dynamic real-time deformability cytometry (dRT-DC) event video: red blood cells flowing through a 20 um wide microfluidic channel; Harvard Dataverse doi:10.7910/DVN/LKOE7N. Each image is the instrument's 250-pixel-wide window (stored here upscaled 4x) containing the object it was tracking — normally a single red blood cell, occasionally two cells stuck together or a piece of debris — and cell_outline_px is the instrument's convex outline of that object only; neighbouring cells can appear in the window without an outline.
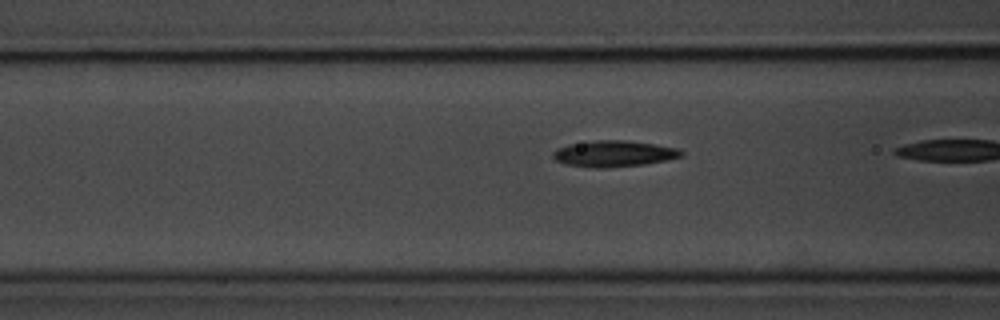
{"species": "common noctule bat (a hibernating species)", "species_latin": "Nyctalus noctula", "temperature_condition": "room temperature", "stored_images_in_passage": 7, "camera_frame_rate_fps": 3000, "um_per_image_px": 0.085, "animal": {"sex": "male", "body_mass_g": 20.1, "forearm_length_mm": 53.5}, "frame": {"image": 1, "passage_image": 6, "time_ms": 1.667, "image_size_px": [1000, 320], "cell_outline_px": [[684, 156], [644, 164], [604, 168], [596, 168], [564, 164], [556, 160], [552, 156], [552, 152], [556, 148], [568, 144], [596, 140], [628, 140], [676, 148], [684, 152]], "centroid_in_image_um": [52.13, 13.06], "position_along_channel_um": 114.5, "area_um2": 19.54}}